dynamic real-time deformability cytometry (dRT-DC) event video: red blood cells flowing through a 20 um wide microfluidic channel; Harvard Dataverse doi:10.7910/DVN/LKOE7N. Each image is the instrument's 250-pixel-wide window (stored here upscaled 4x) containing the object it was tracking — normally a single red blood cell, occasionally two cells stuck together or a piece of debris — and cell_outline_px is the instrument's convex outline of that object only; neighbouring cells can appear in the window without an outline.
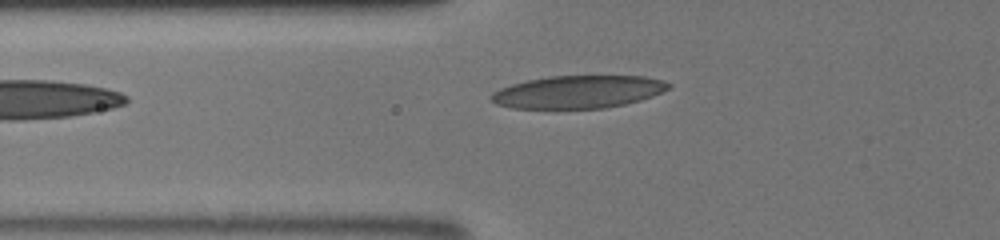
{"species": "human", "species_latin": "Homo sapiens", "temperature_condition": "room temperature", "stored_images_in_passage": 6, "camera_frame_rate_fps": 3000, "um_per_image_px": 0.085, "donor": {"sex": "male"}, "frame": {"image": 1, "passage_image": 6, "time_ms": 4.333, "image_size_px": [1000, 240], "cell_outline_px": [[672, 84], [668, 88], [652, 96], [640, 100], [624, 104], [604, 108], [512, 108], [496, 104], [488, 96], [492, 92], [500, 88], [512, 84], [528, 80], [548, 76], [644, 76], [660, 80]], "centroid_in_image_um": [49.1, 7.81], "position_along_channel_um": 76.7, "area_um2": 33.58}}